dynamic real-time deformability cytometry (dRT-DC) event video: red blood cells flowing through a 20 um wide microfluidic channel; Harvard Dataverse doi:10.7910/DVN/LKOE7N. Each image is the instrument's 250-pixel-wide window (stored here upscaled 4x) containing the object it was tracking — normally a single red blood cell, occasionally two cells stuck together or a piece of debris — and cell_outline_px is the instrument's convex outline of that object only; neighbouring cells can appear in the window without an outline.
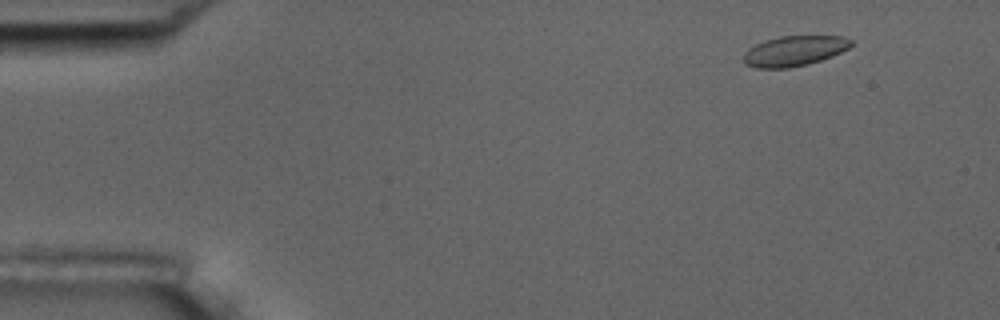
{"species": "common noctule bat (a hibernating species)", "species_latin": "Nyctalus noctula", "temperature_condition": "room temperature", "stored_images_in_passage": 6, "camera_frame_rate_fps": 3000, "um_per_image_px": 0.085, "animal": {"sex": "male", "body_mass_g": 17.5, "forearm_length_mm": 52.3}, "frame": {"image": 1, "passage_image": 2, "time_ms": 1.333, "image_size_px": [1000, 320], "cell_outline_px": [[856, 40], [848, 48], [832, 56], [808, 64], [788, 68], [756, 68], [744, 64], [744, 52], [748, 48], [764, 40], [780, 36], [844, 36]], "centroid_in_image_um": [67.52, 4.32], "position_along_channel_um": 17.5, "area_um2": 19.07}}
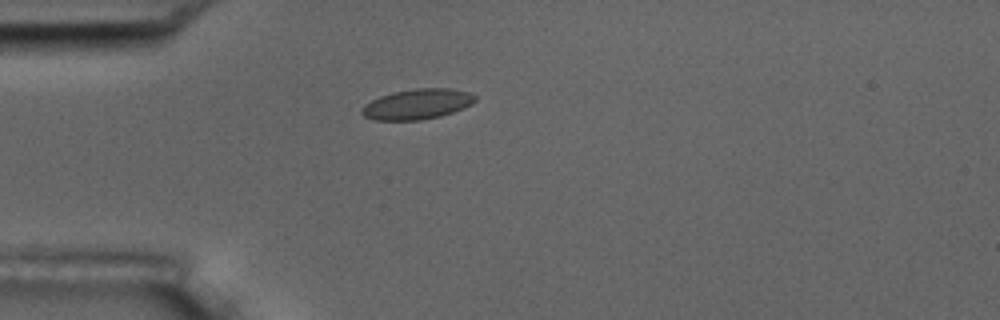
{"frame": {"image": 2, "passage_image": 5, "time_ms": 4.667, "image_size_px": [1000, 320], "cell_outline_px": [[476, 100], [472, 104], [464, 108], [440, 116], [420, 120], [372, 120], [364, 116], [360, 112], [364, 104], [380, 96], [392, 92], [416, 88], [452, 88], [468, 92], [476, 96]], "centroid_in_image_um": [35.46, 8.85], "position_along_channel_um": 49.5, "area_um2": 20.11}}